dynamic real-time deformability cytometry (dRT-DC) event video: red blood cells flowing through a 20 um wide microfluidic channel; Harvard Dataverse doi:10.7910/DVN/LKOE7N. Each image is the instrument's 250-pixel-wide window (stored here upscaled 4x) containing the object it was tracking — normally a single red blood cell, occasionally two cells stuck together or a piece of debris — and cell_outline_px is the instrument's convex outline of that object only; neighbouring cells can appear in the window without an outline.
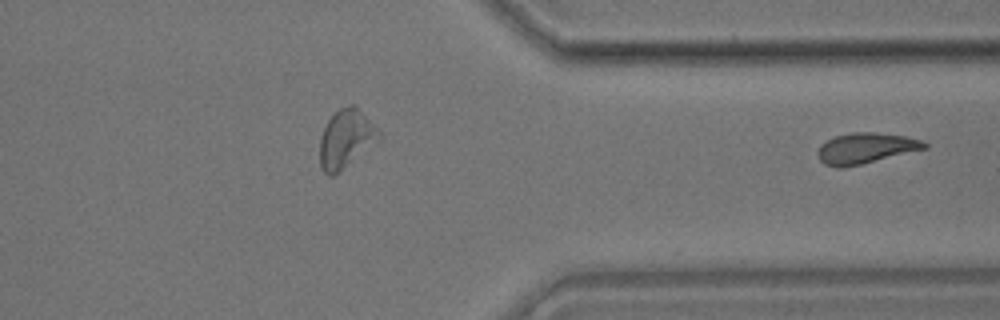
{"species": "common noctule bat (a hibernating species)", "species_latin": "Nyctalus noctula", "temperature_condition": "room temperature", "stored_images_in_passage": 23, "segment_of_instrument_passage": [2, 2], "camera_frame_rate_fps": 3000, "um_per_image_px": 0.085, "animal": {"sex": "male", "body_mass_g": 17.9}, "frame": {"image": 1, "passage_image": 23, "time_ms": 7.333, "image_size_px": [1000, 320], "cell_outline_px": [[928, 148], [860, 164], [840, 168], [836, 168], [824, 164], [820, 160], [816, 152], [820, 144], [836, 136], [852, 132], [872, 132], [904, 136], [924, 140], [928, 144]], "centroid_in_image_um": [73.57, 12.6], "position_along_channel_um": 337.8, "area_um2": 19.02}}